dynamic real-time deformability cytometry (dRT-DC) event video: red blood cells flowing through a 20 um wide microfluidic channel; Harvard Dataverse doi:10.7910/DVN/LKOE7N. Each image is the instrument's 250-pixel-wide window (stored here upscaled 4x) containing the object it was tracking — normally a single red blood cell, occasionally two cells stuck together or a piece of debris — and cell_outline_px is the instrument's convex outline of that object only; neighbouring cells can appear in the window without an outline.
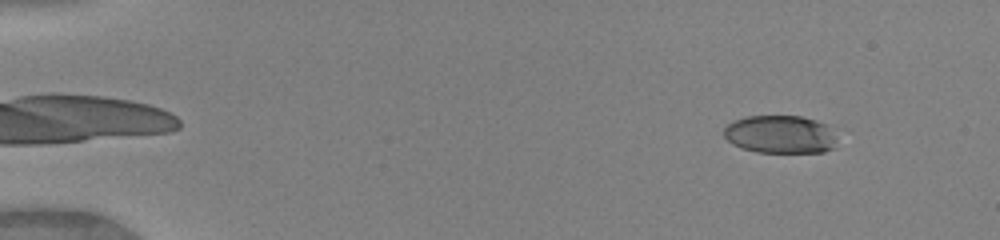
{"species": "human", "species_latin": "Homo sapiens", "temperature_condition": "warm", "stored_images_in_passage": 49, "camera_frame_rate_fps": 3000, "um_per_image_px": 0.085, "donor": {"sex": "female"}, "frame": {"image": 1, "passage_image": 5, "time_ms": 1.333, "image_size_px": [1000, 240], "cell_outline_px": [[836, 148], [824, 152], [756, 152], [740, 148], [732, 144], [724, 136], [724, 128], [732, 120], [748, 116], [800, 116], [816, 120], [828, 124]], "centroid_in_image_um": [66.28, 11.42], "position_along_channel_um": 18.7, "area_um2": 25.09}}
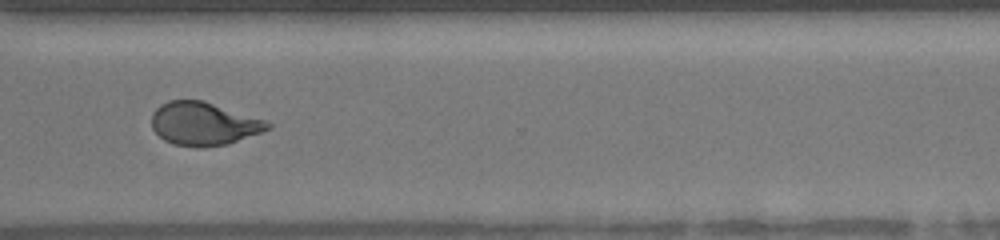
{"frame": {"image": 2, "passage_image": 38, "time_ms": 12.333, "image_size_px": [1000, 240], "cell_outline_px": [[272, 128], [228, 144], [204, 148], [196, 148], [172, 144], [164, 140], [152, 128], [152, 112], [160, 104], [168, 100], [204, 100], [264, 120], [272, 124]], "centroid_in_image_um": [17.29, 10.53], "position_along_channel_um": 353.3, "area_um2": 29.36}}
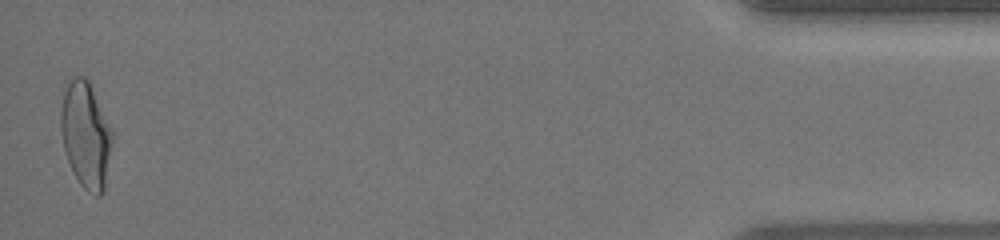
{"frame": {"image": 3, "passage_image": 49, "time_ms": 16.0, "image_size_px": [1000, 240], "cell_outline_px": [[112, 144], [104, 192], [100, 196], [96, 196], [88, 192], [80, 184], [68, 160], [64, 148], [60, 128], [60, 112], [64, 92], [68, 84], [76, 76], [84, 76], [88, 80], [112, 128]], "centroid_in_image_um": [7.31, 11.49], "position_along_channel_um": 427.9, "area_um2": 31.62}, "authors_computed_cell_mechanics": {"area_um2": 28.9578, "velocity_mm_per_s": 4.1282, "shape_relaxation_time_tau1_ms": 9.7685, "shape_relaxation_time_tau2_ms": 1.2706, "deformation_change_tau1": 0.3022, "deformation_change_tau2": 0.0822}}